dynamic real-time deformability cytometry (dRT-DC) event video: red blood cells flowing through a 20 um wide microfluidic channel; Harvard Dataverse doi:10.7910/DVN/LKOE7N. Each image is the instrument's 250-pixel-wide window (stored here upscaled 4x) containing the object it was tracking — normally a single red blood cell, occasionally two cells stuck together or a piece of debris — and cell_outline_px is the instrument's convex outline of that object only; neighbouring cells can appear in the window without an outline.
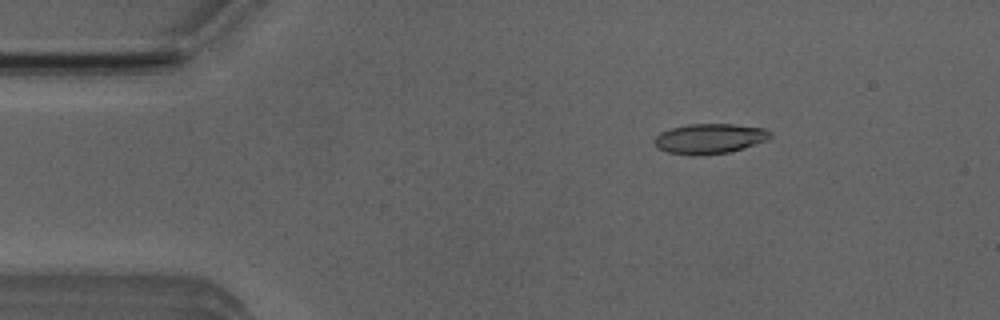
{"species": "Egyptian fruit bat (a non-hibernating species)", "species_latin": "Rousettus aegyptiacus", "temperature_condition": "room temperature", "stored_images_in_passage": 50, "camera_frame_rate_fps": 3000, "um_per_image_px": 0.085, "animal": {"sex": "male"}, "frame": {"image": 1, "passage_image": 5, "time_ms": 1.333, "image_size_px": [1000, 320], "cell_outline_px": [[772, 136], [768, 140], [744, 148], [728, 152], [668, 152], [656, 148], [652, 140], [660, 132], [672, 128], [688, 124], [732, 124], [764, 128], [772, 132]], "centroid_in_image_um": [60.35, 11.73], "position_along_channel_um": 24.6, "area_um2": 19.59}}
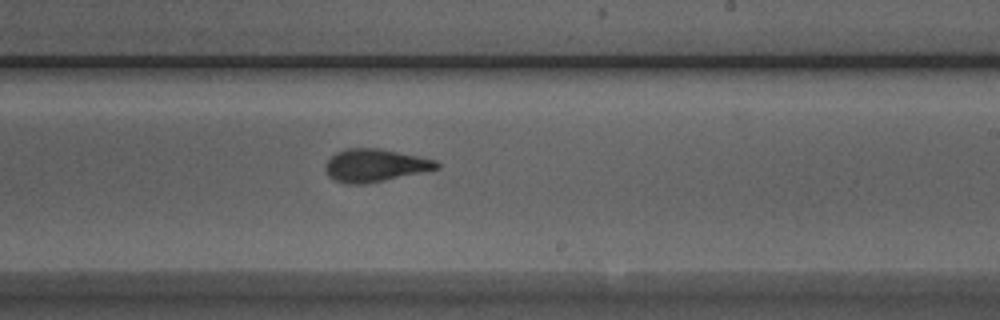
{"frame": {"image": 2, "passage_image": 28, "time_ms": 9.0, "image_size_px": [1000, 320], "cell_outline_px": [[440, 168], [368, 184], [344, 184], [328, 176], [324, 172], [324, 164], [336, 152], [344, 148], [380, 148], [436, 160], [440, 164]], "centroid_in_image_um": [31.84, 14.06], "position_along_channel_um": 257.2, "area_um2": 21.44}}
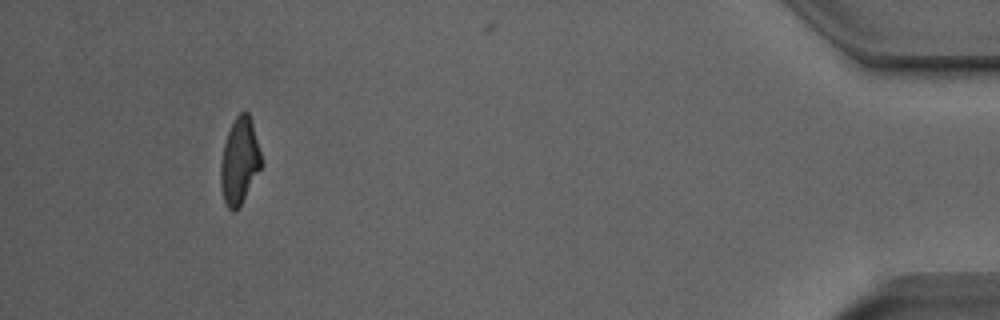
{"frame": {"image": 3, "passage_image": 46, "time_ms": 15.0, "image_size_px": [1000, 320], "cell_outline_px": [[264, 164], [240, 204], [232, 212], [228, 208], [224, 200], [220, 184], [220, 164], [224, 144], [228, 132], [236, 116], [240, 112], [248, 112], [252, 120]], "centroid_in_image_um": [20.37, 13.66], "position_along_channel_um": 414.8, "area_um2": 20.4}, "authors_computed_cell_mechanics": {"area_um2": 20.9236, "velocity_mm_per_s": 3.8612, "shape_relaxation_time_tau1_ms": 5.6885, "shape_relaxation_time_tau2_ms": 1.3055, "deformation_change_tau1": 0.1962, "deformation_change_tau2": 0.094}}